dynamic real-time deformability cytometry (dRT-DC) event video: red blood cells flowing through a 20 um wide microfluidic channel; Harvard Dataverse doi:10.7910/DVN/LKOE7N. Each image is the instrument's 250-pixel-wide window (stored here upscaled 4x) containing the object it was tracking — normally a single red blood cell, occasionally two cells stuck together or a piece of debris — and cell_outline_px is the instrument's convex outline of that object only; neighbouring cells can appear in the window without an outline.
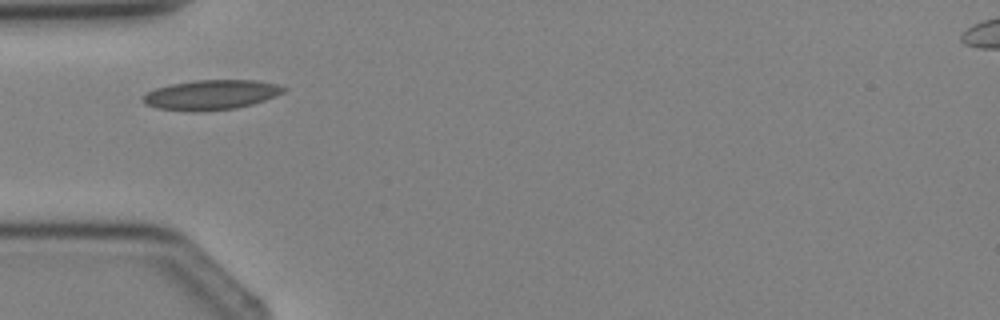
{"species": "Egyptian fruit bat (a non-hibernating species)", "species_latin": "Rousettus aegyptiacus", "temperature_condition": "cold", "stored_images_in_passage": 1, "camera_frame_rate_fps": 3000, "um_per_image_px": 0.085, "animal": {"sex": "female"}, "frame": {"image": 1, "passage_image": 1, "time_ms": 0.0, "image_size_px": [1000, 320], "cell_outline_px": [[288, 88], [284, 92], [276, 96], [252, 104], [236, 108], [196, 112], [192, 112], [156, 108], [144, 104], [140, 100], [148, 92], [156, 88], [168, 84], [196, 80], [256, 80], [276, 84]], "centroid_in_image_um": [17.92, 8.06], "position_along_channel_um": 67.1, "area_um2": 24.62}}